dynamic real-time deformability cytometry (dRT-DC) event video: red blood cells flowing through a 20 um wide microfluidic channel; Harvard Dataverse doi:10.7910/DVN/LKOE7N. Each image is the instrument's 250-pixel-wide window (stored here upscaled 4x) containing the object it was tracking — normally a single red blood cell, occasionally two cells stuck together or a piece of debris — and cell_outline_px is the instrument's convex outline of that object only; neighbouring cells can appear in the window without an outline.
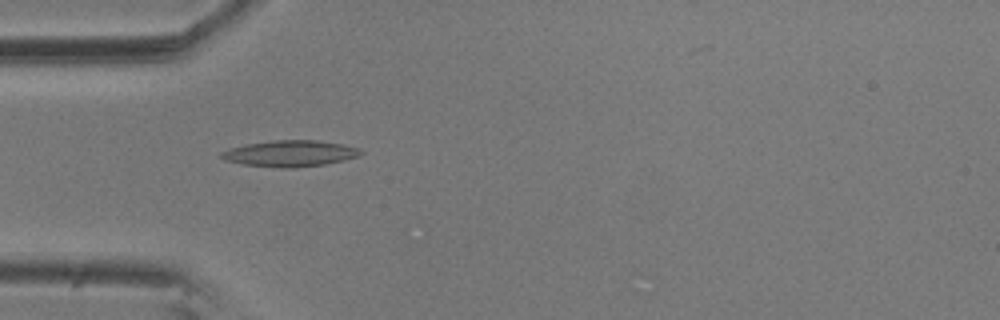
{"species": "common noctule bat (a hibernating species)", "species_latin": "Nyctalus noctula", "temperature_condition": "room temperature", "stored_images_in_passage": 8, "camera_frame_rate_fps": 3000, "um_per_image_px": 0.085, "animal": {"sex": "male", "body_mass_g": 20.5, "forearm_length_mm": 52.5}, "frame": {"image": 1, "passage_image": 7, "time_ms": 2.0, "image_size_px": [1000, 320], "cell_outline_px": [[364, 152], [356, 156], [344, 160], [324, 164], [296, 168], [284, 168], [244, 164], [224, 160], [220, 156], [220, 152], [232, 148], [248, 144], [272, 140], [316, 140], [344, 144], [360, 148]], "centroid_in_image_um": [24.68, 13.04], "position_along_channel_um": 60.3, "area_um2": 21.15}}
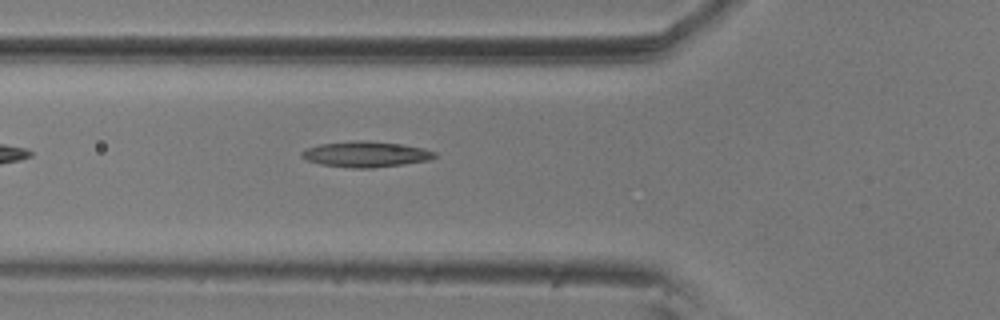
{"frame": {"image": 2, "passage_image": 8, "time_ms": 2.333, "image_size_px": [1000, 320], "cell_outline_px": [[436, 156], [432, 160], [404, 164], [372, 168], [352, 168], [320, 164], [308, 160], [300, 156], [300, 152], [308, 148], [320, 144], [356, 140], [364, 140], [404, 144], [424, 148], [436, 152]], "centroid_in_image_um": [31.13, 13.11], "position_along_channel_um": 94.7, "area_um2": 20.06}}